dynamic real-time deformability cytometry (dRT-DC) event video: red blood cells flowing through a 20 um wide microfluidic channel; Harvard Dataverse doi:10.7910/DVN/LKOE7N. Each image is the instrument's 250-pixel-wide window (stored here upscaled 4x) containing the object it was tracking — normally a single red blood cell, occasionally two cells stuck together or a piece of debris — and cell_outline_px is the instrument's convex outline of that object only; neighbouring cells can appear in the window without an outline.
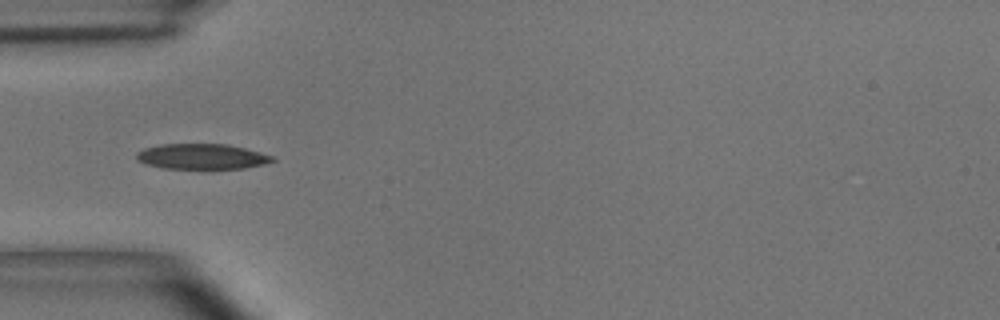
{"species": "common noctule bat (a hibernating species)", "species_latin": "Nyctalus noctula", "temperature_condition": "room temperature", "stored_images_in_passage": 39, "camera_frame_rate_fps": 3000, "um_per_image_px": 0.085, "animal": {"sex": "male", "body_mass_g": 15.6}, "frame": {"image": 1, "passage_image": 1, "time_ms": 0.0, "image_size_px": [1000, 320], "cell_outline_px": [[276, 160], [264, 164], [244, 168], [212, 172], [160, 168], [144, 164], [136, 160], [136, 152], [144, 148], [160, 144], [228, 144], [260, 152], [272, 156]], "centroid_in_image_um": [17.12, 13.36], "position_along_channel_um": 67.9, "area_um2": 21.33}}
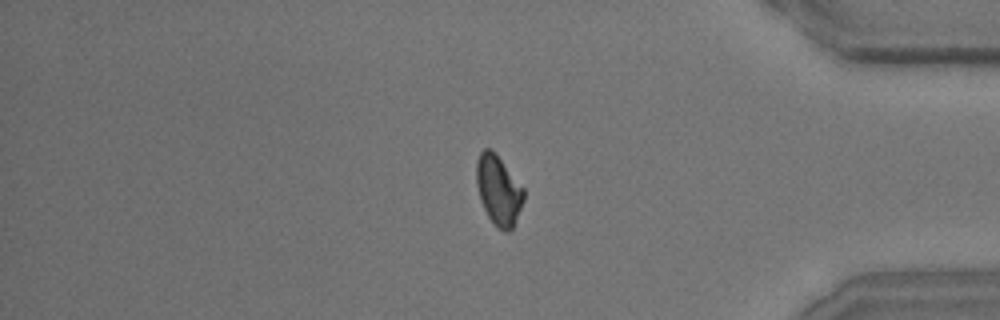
{"frame": {"image": 2, "passage_image": 30, "time_ms": 9.667, "image_size_px": [1000, 320], "cell_outline_px": [[524, 200], [512, 228], [508, 232], [504, 232], [496, 228], [488, 216], [480, 200], [476, 184], [476, 160], [480, 152], [484, 148], [492, 148], [496, 152], [524, 188]], "centroid_in_image_um": [42.36, 16.14], "position_along_channel_um": 392.8, "area_um2": 19.48}}
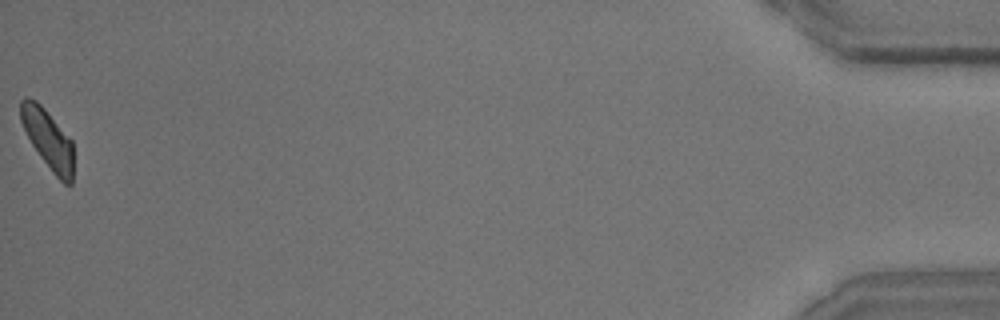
{"frame": {"image": 3, "passage_image": 39, "time_ms": 12.667, "image_size_px": [1000, 320], "cell_outline_px": [[72, 184], [64, 184], [52, 172], [40, 156], [32, 144], [20, 120], [20, 100], [24, 96], [28, 96], [36, 100], [44, 108], [72, 140]], "centroid_in_image_um": [4.06, 11.79], "position_along_channel_um": 431.1, "area_um2": 18.03}, "authors_computed_cell_mechanics": {"area_um2": 19.4786, "velocity_mm_per_s": 3.6279, "shape_relaxation_time_tau1_ms": 4.3907, "shape_relaxation_time_tau2_ms": 3.5218, "deformation_change_tau1": 0.1482, "deformation_change_tau2": 0.0958}}